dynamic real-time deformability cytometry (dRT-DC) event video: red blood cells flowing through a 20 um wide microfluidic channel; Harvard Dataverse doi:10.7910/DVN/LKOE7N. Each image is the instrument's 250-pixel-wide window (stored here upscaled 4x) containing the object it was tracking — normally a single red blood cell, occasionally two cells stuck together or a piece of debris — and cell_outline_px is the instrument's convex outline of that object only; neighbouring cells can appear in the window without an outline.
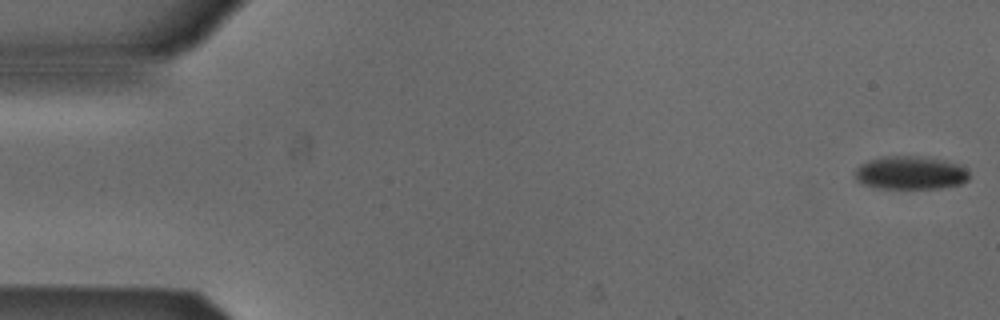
{"species": "Egyptian fruit bat (a non-hibernating species)", "species_latin": "Rousettus aegyptiacus", "temperature_condition": "cold", "stored_images_in_passage": 53, "camera_frame_rate_fps": 3000, "um_per_image_px": 0.085, "animal": {"sex": "male"}, "frame": {"image": 1, "passage_image": 1, "time_ms": 0.0, "image_size_px": [1000, 320], "cell_outline_px": [[968, 180], [960, 184], [940, 188], [872, 188], [860, 184], [856, 180], [856, 168], [860, 164], [868, 160], [884, 156], [920, 156], [944, 160], [960, 164], [968, 172]], "centroid_in_image_um": [77.35, 14.69], "position_along_channel_um": 7.6, "area_um2": 22.31}}
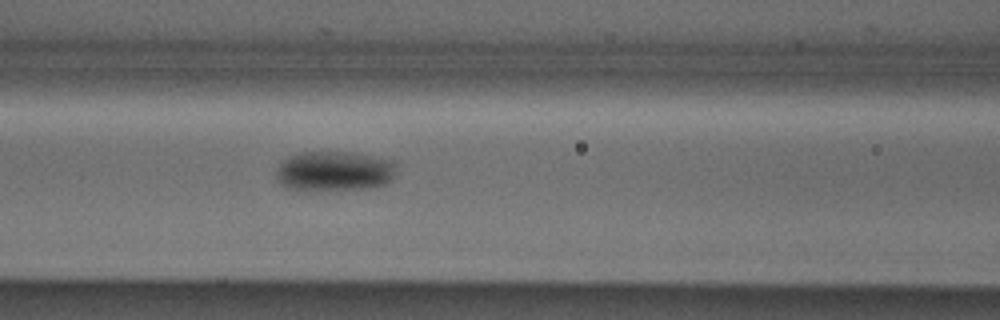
{"frame": {"image": 2, "passage_image": 22, "time_ms": 7.0, "image_size_px": [1000, 320], "cell_outline_px": [[396, 172], [392, 180], [384, 184], [368, 188], [328, 192], [308, 192], [288, 188], [280, 184], [276, 180], [276, 172], [280, 164], [288, 156], [300, 152], [352, 152], [396, 160]], "centroid_in_image_um": [28.42, 14.58], "position_along_channel_um": 138.2, "area_um2": 29.07}}
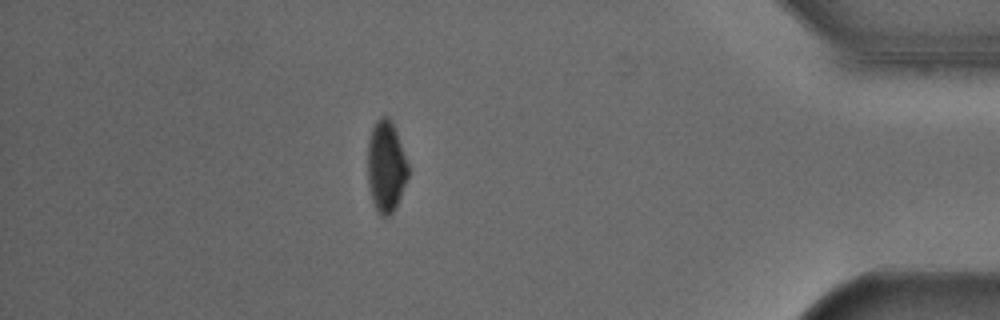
{"frame": {"image": 3, "passage_image": 46, "time_ms": 15.0, "image_size_px": [1000, 320], "cell_outline_px": [[408, 176], [396, 208], [388, 216], [380, 216], [376, 212], [372, 200], [368, 184], [368, 140], [372, 128], [376, 120], [380, 116], [388, 116], [392, 120], [408, 164]], "centroid_in_image_um": [32.8, 14.15], "position_along_channel_um": 402.4, "area_um2": 21.68}, "authors_computed_cell_mechanics": {"area_um2": 24.7384, "velocity_mm_per_s": 3.8792, "shape_relaxation_time_tau1_ms": 3.8528, "shape_relaxation_time_tau2_ms": null, "deformation_change_tau1": 0.0779, "deformation_change_tau2": null}}